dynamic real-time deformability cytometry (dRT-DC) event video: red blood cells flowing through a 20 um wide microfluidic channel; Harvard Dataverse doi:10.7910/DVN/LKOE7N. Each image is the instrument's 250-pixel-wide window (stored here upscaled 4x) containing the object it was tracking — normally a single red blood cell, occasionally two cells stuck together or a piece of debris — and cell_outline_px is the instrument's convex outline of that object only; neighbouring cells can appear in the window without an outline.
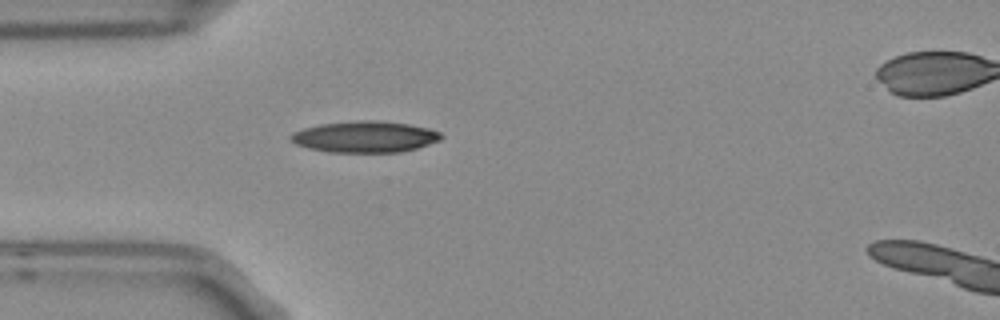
{"species": "Egyptian fruit bat (a non-hibernating species)", "species_latin": "Rousettus aegyptiacus", "temperature_condition": "room temperature", "stored_images_in_passage": 2, "segment_of_instrument_passage": [1, 2], "camera_frame_rate_fps": 3000, "um_per_image_px": 0.085, "frame": {"image": 1, "passage_image": 1, "time_ms": 0.0, "image_size_px": [1000, 320], "cell_outline_px": [[444, 136], [440, 140], [416, 148], [400, 152], [328, 152], [308, 148], [296, 144], [288, 136], [292, 132], [304, 128], [320, 124], [356, 120], [376, 120], [408, 124], [428, 128], [440, 132]], "centroid_in_image_um": [31.0, 11.62], "position_along_channel_um": 54.0, "area_um2": 27.46}}